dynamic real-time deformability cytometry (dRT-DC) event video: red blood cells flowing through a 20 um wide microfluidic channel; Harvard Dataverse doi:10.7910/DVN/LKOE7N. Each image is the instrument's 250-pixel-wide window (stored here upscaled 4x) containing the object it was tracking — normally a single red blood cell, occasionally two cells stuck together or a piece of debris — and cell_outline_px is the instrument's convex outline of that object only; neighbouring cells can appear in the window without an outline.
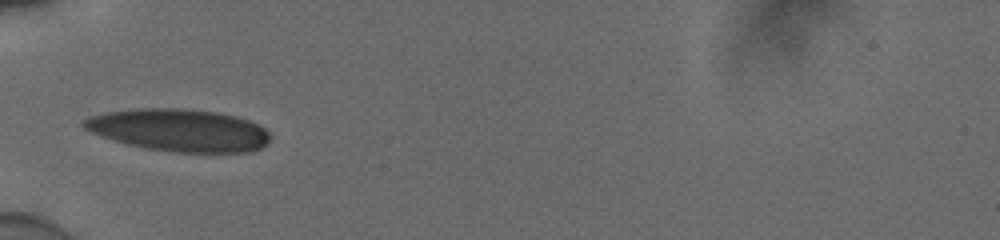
{"species": "human", "species_latin": "Homo sapiens", "temperature_condition": "cold", "stored_images_in_passage": 35, "camera_frame_rate_fps": 3000, "um_per_image_px": 0.085, "donor": {"sex": "male"}, "frame": {"image": 1, "passage_image": 1, "time_ms": 0.0, "image_size_px": [1000, 240], "cell_outline_px": [[268, 144], [252, 152], [176, 152], [148, 148], [128, 144], [92, 132], [84, 128], [80, 124], [84, 120], [92, 116], [104, 112], [136, 108], [184, 108], [216, 112], [236, 116], [248, 120], [264, 128], [268, 132]], "centroid_in_image_um": [15.24, 11.05], "position_along_channel_um": 69.8, "area_um2": 45.72}}
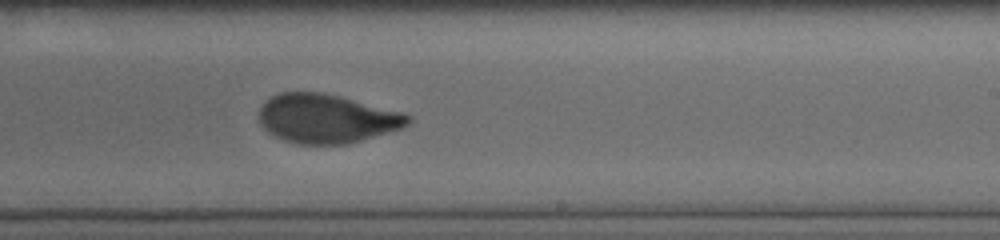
{"frame": {"image": 2, "passage_image": 16, "time_ms": 5.0, "image_size_px": [1000, 240], "cell_outline_px": [[412, 120], [408, 124], [400, 128], [348, 144], [296, 144], [284, 140], [268, 132], [264, 128], [260, 120], [260, 108], [264, 100], [280, 92], [320, 92], [400, 112], [412, 116]], "centroid_in_image_um": [27.72, 10.09], "position_along_channel_um": 261.3, "area_um2": 41.85}}
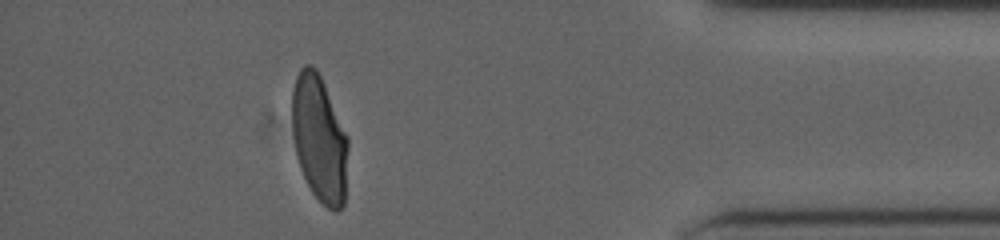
{"frame": {"image": 3, "passage_image": 30, "time_ms": 9.667, "image_size_px": [1000, 240], "cell_outline_px": [[348, 148], [344, 204], [336, 212], [332, 212], [312, 192], [300, 168], [296, 156], [292, 128], [292, 92], [296, 76], [300, 68], [304, 64], [312, 64], [316, 68], [324, 84], [348, 136]], "centroid_in_image_um": [27.14, 11.77], "position_along_channel_um": 408.1, "area_um2": 41.33}, "authors_computed_cell_mechanics": {"area_um2": 43.1188, "velocity_mm_per_s": 3.8975, "shape_relaxation_time_tau1_ms": 4.4909, "shape_relaxation_time_tau2_ms": 0.8036, "deformation_change_tau1": 0.1654, "deformation_change_tau2": 0.0582}}